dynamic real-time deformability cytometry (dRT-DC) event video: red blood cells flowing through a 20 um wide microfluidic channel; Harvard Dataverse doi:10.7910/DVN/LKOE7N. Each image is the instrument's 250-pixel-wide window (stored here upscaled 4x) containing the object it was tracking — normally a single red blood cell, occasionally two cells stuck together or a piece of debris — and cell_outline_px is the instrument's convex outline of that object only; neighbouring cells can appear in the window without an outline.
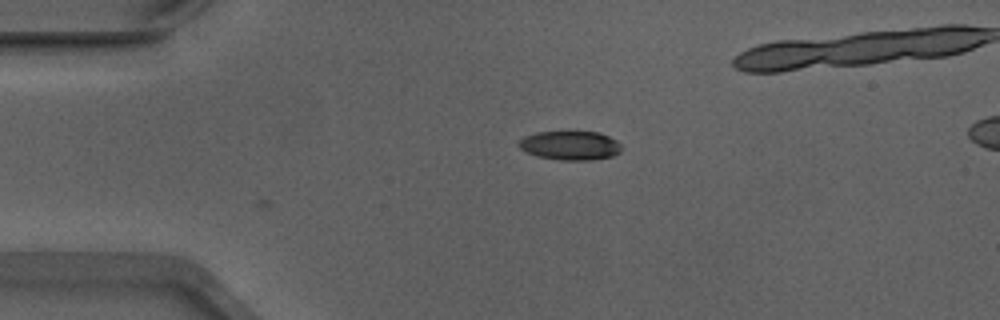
{"species": "Egyptian fruit bat (a non-hibernating species)", "species_latin": "Rousettus aegyptiacus", "temperature_condition": "warm", "stored_images_in_passage": 2, "camera_frame_rate_fps": 3000, "um_per_image_px": 0.085, "animal": {"sex": "male"}, "frame": {"image": 1, "passage_image": 1, "time_ms": 0.0, "image_size_px": [1000, 320], "cell_outline_px": [[620, 152], [612, 156], [588, 160], [560, 160], [536, 156], [520, 148], [516, 144], [524, 136], [536, 132], [600, 132], [616, 140], [620, 144]], "centroid_in_image_um": [48.44, 12.36], "position_along_channel_um": 36.6, "area_um2": 17.28}}